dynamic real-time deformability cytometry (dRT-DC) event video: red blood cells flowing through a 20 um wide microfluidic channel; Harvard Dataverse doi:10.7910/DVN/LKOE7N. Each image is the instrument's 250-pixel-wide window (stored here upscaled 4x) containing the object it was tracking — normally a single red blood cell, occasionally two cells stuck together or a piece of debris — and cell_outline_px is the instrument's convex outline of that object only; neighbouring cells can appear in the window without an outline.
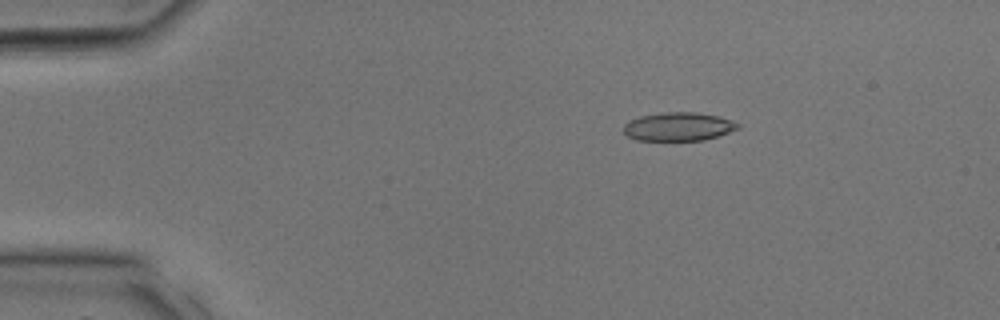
{"species": "common noctule bat (a hibernating species)", "species_latin": "Nyctalus noctula", "temperature_condition": "room temperature", "stored_images_in_passage": 19, "camera_frame_rate_fps": 3000, "um_per_image_px": 0.085, "animal": {"sex": "male", "body_mass_g": 17.9, "forearm_length_mm": 54.2}, "frame": {"image": 1, "passage_image": 1, "time_ms": 0.0, "image_size_px": [1000, 320], "cell_outline_px": [[740, 128], [704, 140], [636, 140], [628, 136], [624, 132], [624, 124], [628, 120], [640, 116], [664, 112], [696, 112], [720, 116], [732, 120], [740, 124]], "centroid_in_image_um": [57.67, 10.75], "position_along_channel_um": 27.3, "area_um2": 19.02}}
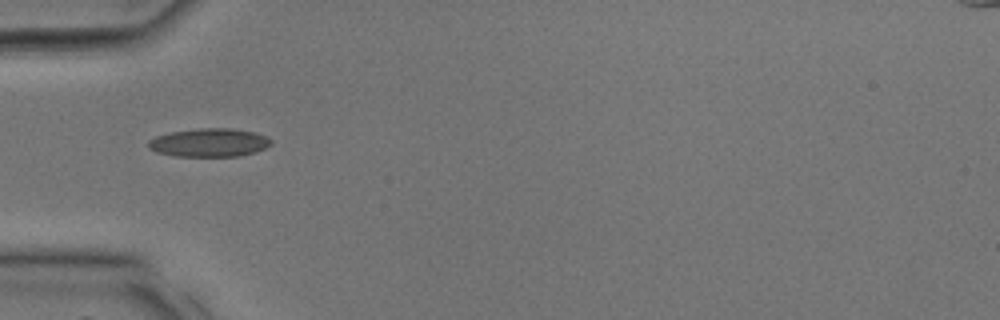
{"frame": {"image": 2, "passage_image": 6, "time_ms": 1.667, "image_size_px": [1000, 320], "cell_outline_px": [[272, 144], [256, 152], [240, 156], [172, 156], [156, 152], [148, 148], [148, 140], [156, 136], [172, 132], [200, 128], [232, 128], [256, 132], [268, 136], [272, 140]], "centroid_in_image_um": [17.81, 12.12], "position_along_channel_um": 67.2, "area_um2": 20.52}}
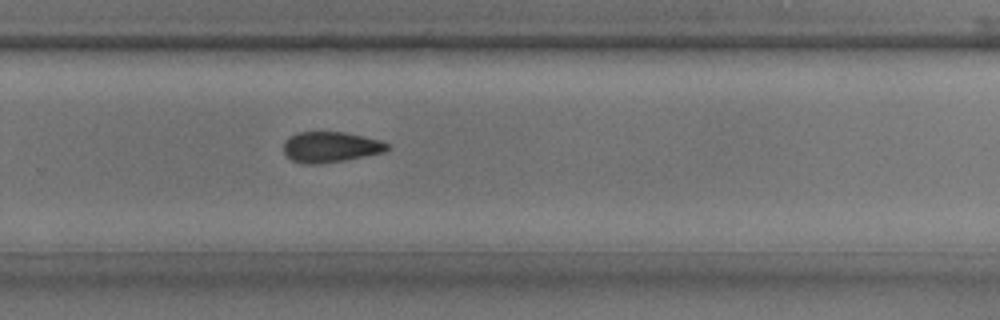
{"frame": {"image": 3, "passage_image": 17, "time_ms": 5.333, "image_size_px": [1000, 320], "cell_outline_px": [[388, 148], [384, 152], [344, 160], [320, 164], [304, 164], [292, 160], [284, 152], [284, 140], [288, 136], [296, 132], [348, 132], [380, 140], [388, 144]], "centroid_in_image_um": [28.07, 12.48], "position_along_channel_um": 301.7, "area_um2": 18.55}}